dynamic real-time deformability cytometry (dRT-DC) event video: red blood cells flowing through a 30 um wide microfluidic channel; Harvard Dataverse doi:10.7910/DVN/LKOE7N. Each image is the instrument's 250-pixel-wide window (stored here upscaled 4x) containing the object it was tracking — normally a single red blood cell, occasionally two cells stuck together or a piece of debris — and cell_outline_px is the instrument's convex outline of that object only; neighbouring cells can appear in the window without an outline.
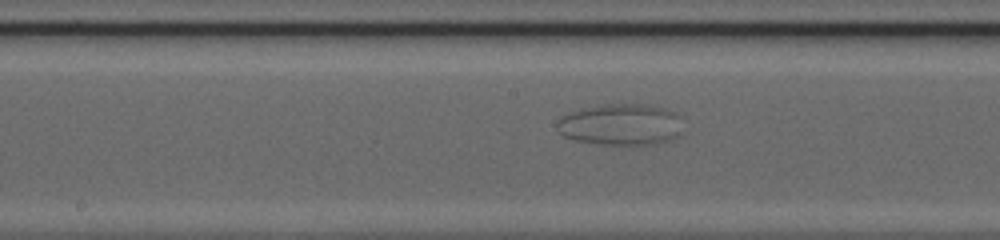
{"species": "common noctule bat (a hibernating species)", "species_latin": "Nyctalus noctula", "temperature_condition": "cold", "stored_images_in_passage": 59, "camera_frame_rate_fps": 3000, "um_per_image_px": 0.085, "animal": {"sex": "female", "body_mass_g": 20.0, "forearm_length_mm": 54.0}, "frame": {"image": 1, "passage_image": 34, "time_ms": 11.0, "image_size_px": [1000, 240], "cell_outline_px": [[680, 136], [672, 140], [652, 144], [600, 144], [576, 140], [564, 136], [560, 132], [556, 124], [568, 112], [580, 108], [600, 104], [648, 104], [664, 108], [672, 112], [676, 116], [680, 132]], "centroid_in_image_um": [52.73, 10.58], "position_along_channel_um": 195.5, "area_um2": 30.11}}
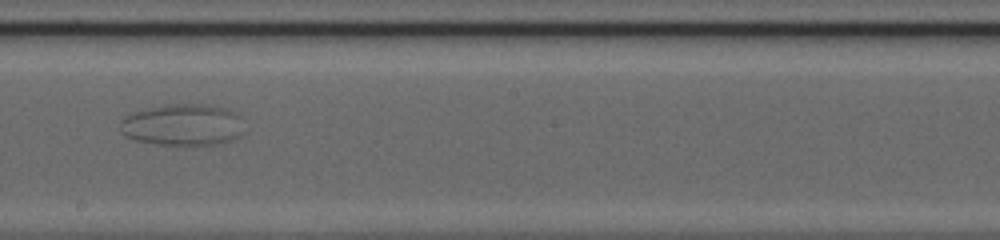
{"frame": {"image": 2, "passage_image": 37, "time_ms": 12.0, "image_size_px": [1000, 240], "cell_outline_px": [[244, 132], [240, 136], [232, 140], [216, 144], [160, 144], [136, 140], [124, 136], [120, 132], [120, 120], [124, 116], [136, 112], [168, 104], [200, 104], [228, 108], [240, 116]], "centroid_in_image_um": [15.55, 10.61], "position_along_channel_um": 232.7, "area_um2": 29.94}}